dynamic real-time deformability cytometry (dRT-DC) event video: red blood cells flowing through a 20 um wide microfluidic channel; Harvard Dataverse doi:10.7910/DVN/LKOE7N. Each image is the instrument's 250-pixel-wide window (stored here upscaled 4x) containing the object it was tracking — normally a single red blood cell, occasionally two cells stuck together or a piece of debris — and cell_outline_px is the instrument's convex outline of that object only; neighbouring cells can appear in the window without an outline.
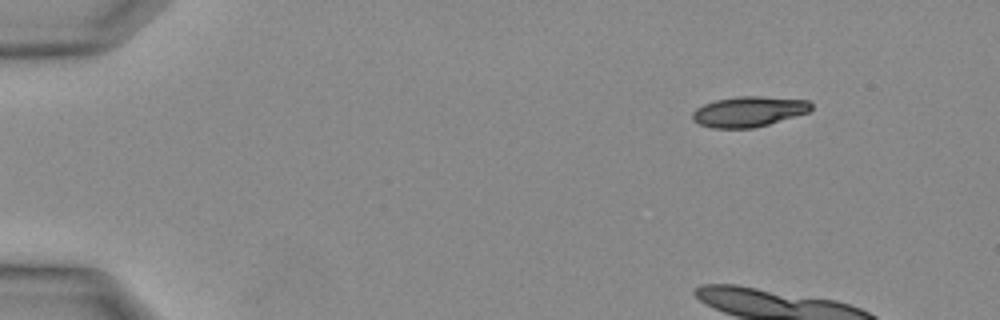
{"species": "Egyptian fruit bat (a non-hibernating species)", "species_latin": "Rousettus aegyptiacus", "temperature_condition": "warm", "stored_images_in_passage": 5, "camera_frame_rate_fps": 3000, "um_per_image_px": 0.085, "animal": {"sex": "female"}, "frame": {"image": 1, "passage_image": 1, "time_ms": 0.0, "image_size_px": [1000, 320], "cell_outline_px": [[812, 108], [808, 112], [768, 124], [752, 128], [712, 128], [700, 124], [692, 120], [692, 112], [696, 108], [704, 104], [716, 100], [740, 96], [760, 96], [808, 100], [812, 104]], "centroid_in_image_um": [63.62, 9.48], "position_along_channel_um": 21.4, "area_um2": 20.87}}